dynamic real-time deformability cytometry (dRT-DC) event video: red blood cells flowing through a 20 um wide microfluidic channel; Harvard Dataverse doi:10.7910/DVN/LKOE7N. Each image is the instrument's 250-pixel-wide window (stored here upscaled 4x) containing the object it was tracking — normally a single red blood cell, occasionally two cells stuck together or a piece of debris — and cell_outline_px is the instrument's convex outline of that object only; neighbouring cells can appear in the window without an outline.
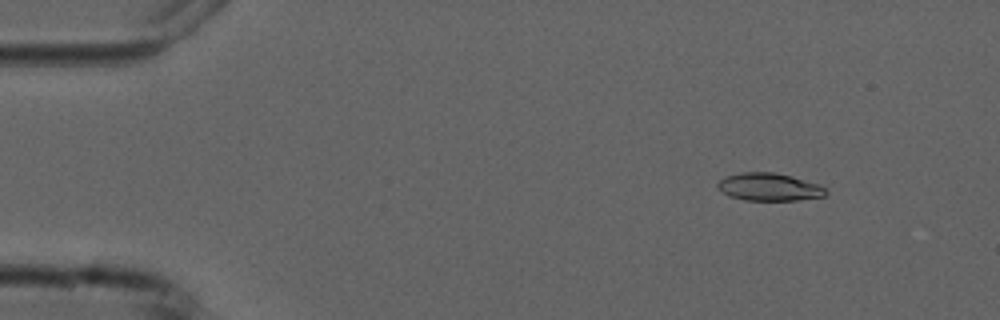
{"species": "common noctule bat (a hibernating species)", "species_latin": "Nyctalus noctula", "temperature_condition": "cold", "stored_images_in_passage": 8, "camera_frame_rate_fps": 3000, "um_per_image_px": 0.085, "animal": {"sex": "male", "forearm_length_mm": 52.5}, "frame": {"image": 1, "passage_image": 2, "time_ms": 2.0, "image_size_px": [1000, 320], "cell_outline_px": [[828, 192], [824, 196], [800, 200], [744, 200], [728, 196], [716, 184], [724, 176], [740, 172], [776, 172], [792, 176], [820, 184]], "centroid_in_image_um": [65.39, 15.88], "position_along_channel_um": 19.6, "area_um2": 17.57}}
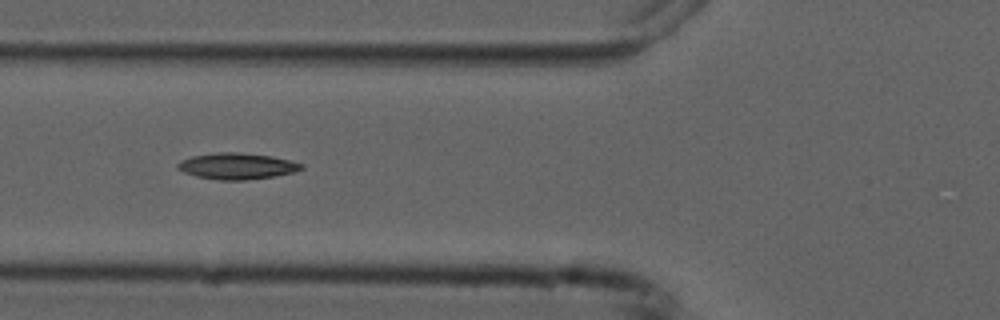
{"frame": {"image": 2, "passage_image": 6, "time_ms": 6.667, "image_size_px": [1000, 320], "cell_outline_px": [[304, 168], [292, 172], [272, 176], [244, 180], [220, 180], [196, 176], [184, 172], [176, 168], [176, 164], [180, 160], [192, 156], [216, 152], [240, 152], [272, 156], [304, 164]], "centroid_in_image_um": [20.1, 14.1], "position_along_channel_um": 105.7, "area_um2": 18.84}}
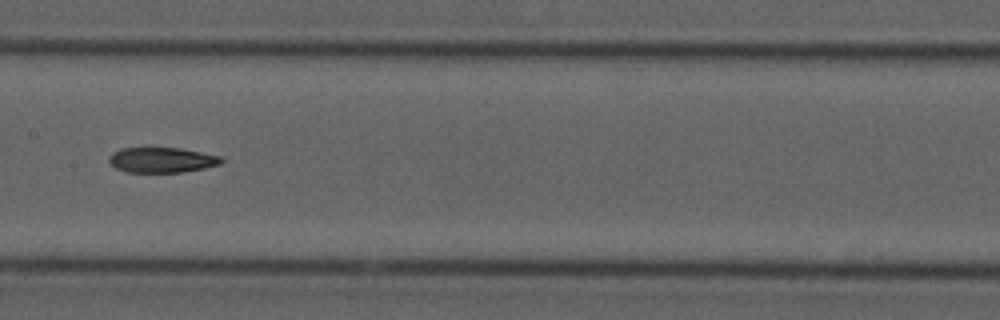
{"frame": {"image": 3, "passage_image": 8, "time_ms": 9.0, "image_size_px": [1000, 320], "cell_outline_px": [[224, 160], [220, 164], [204, 168], [180, 172], [128, 172], [116, 168], [108, 160], [108, 156], [112, 152], [120, 148], [180, 148], [220, 156]], "centroid_in_image_um": [13.73, 13.59], "position_along_channel_um": 193.7, "area_um2": 16.42}}